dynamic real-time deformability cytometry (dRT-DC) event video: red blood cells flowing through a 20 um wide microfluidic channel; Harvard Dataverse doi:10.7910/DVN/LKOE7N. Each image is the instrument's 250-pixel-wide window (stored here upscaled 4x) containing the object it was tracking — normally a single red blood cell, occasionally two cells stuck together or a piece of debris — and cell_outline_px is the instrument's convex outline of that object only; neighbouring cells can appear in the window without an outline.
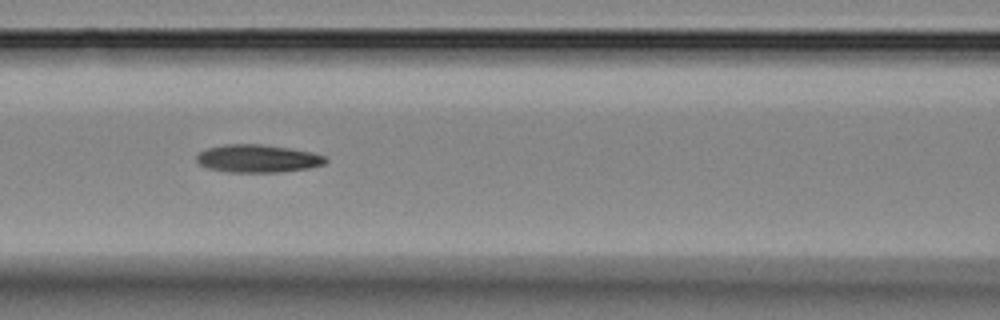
{"species": "Egyptian fruit bat (a non-hibernating species)", "species_latin": "Rousettus aegyptiacus", "temperature_condition": "room temperature", "stored_images_in_passage": 13, "camera_frame_rate_fps": 3000, "um_per_image_px": 0.085, "animal": {"sex": "female"}, "frame": {"image": 1, "passage_image": 6, "time_ms": 5.667, "image_size_px": [1000, 320], "cell_outline_px": [[328, 160], [324, 164], [308, 168], [276, 172], [228, 172], [208, 168], [200, 164], [196, 160], [196, 156], [200, 152], [208, 148], [224, 144], [260, 144], [288, 148], [312, 152], [324, 156]], "centroid_in_image_um": [21.89, 13.47], "position_along_channel_um": 144.7, "area_um2": 20.75}}
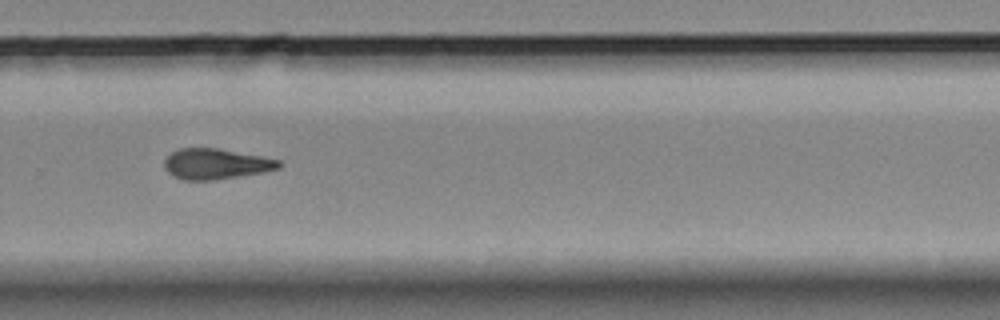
{"frame": {"image": 2, "passage_image": 10, "time_ms": 10.333, "image_size_px": [1000, 320], "cell_outline_px": [[280, 168], [260, 172], [212, 180], [184, 180], [168, 172], [164, 168], [164, 160], [172, 152], [180, 148], [216, 148], [260, 156], [280, 160]], "centroid_in_image_um": [18.31, 13.92], "position_along_channel_um": 311.5, "area_um2": 19.94}}
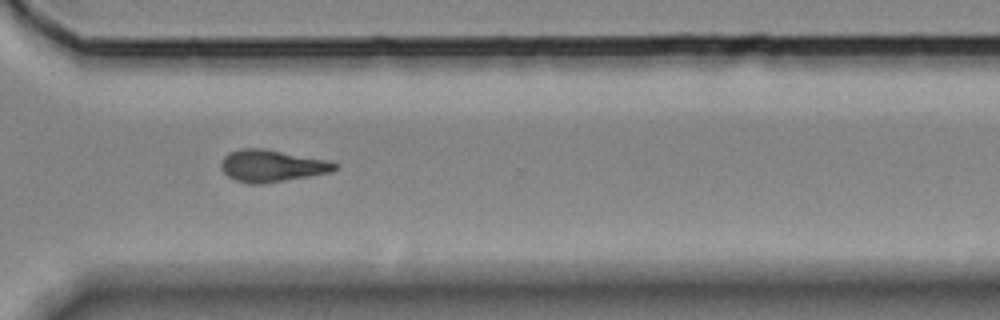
{"frame": {"image": 3, "passage_image": 11, "time_ms": 11.333, "image_size_px": [1000, 320], "cell_outline_px": [[336, 168], [328, 172], [308, 176], [260, 184], [248, 184], [236, 180], [228, 176], [220, 168], [220, 164], [224, 156], [232, 152], [244, 148], [264, 148], [328, 160], [336, 164]], "centroid_in_image_um": [23.06, 14.09], "position_along_channel_um": 347.5, "area_um2": 20.87}}